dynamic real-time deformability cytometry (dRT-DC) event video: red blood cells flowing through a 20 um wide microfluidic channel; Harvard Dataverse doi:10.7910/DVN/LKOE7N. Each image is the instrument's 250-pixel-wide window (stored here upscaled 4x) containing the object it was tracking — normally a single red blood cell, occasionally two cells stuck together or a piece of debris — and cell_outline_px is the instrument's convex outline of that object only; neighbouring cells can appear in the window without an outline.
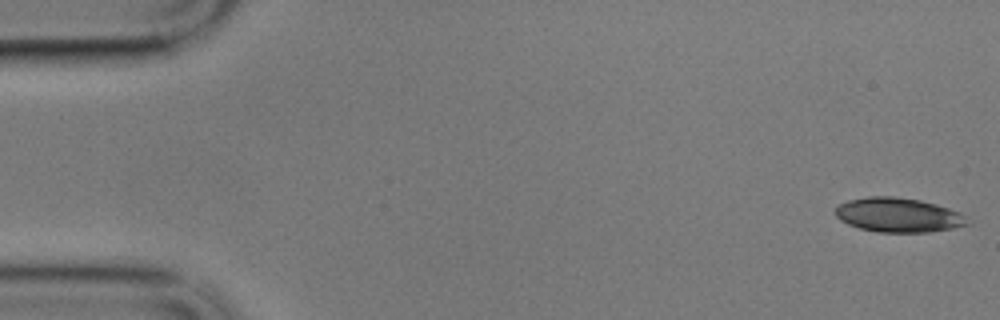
{"species": "common noctule bat (a hibernating species)", "species_latin": "Nyctalus noctula", "temperature_condition": "cold", "stored_images_in_passage": 12, "camera_frame_rate_fps": 3000, "um_per_image_px": 0.085, "animal": {"sex": "male", "body_mass_g": 17.9}, "frame": {"image": 1, "passage_image": 1, "time_ms": 0.0, "image_size_px": [1000, 320], "cell_outline_px": [[972, 224], [952, 228], [928, 232], [876, 232], [860, 228], [848, 224], [840, 220], [832, 212], [840, 204], [848, 200], [868, 196], [892, 196], [920, 200], [936, 204], [960, 212]], "centroid_in_image_um": [76.34, 18.27], "position_along_channel_um": 8.7, "area_um2": 26.53}}